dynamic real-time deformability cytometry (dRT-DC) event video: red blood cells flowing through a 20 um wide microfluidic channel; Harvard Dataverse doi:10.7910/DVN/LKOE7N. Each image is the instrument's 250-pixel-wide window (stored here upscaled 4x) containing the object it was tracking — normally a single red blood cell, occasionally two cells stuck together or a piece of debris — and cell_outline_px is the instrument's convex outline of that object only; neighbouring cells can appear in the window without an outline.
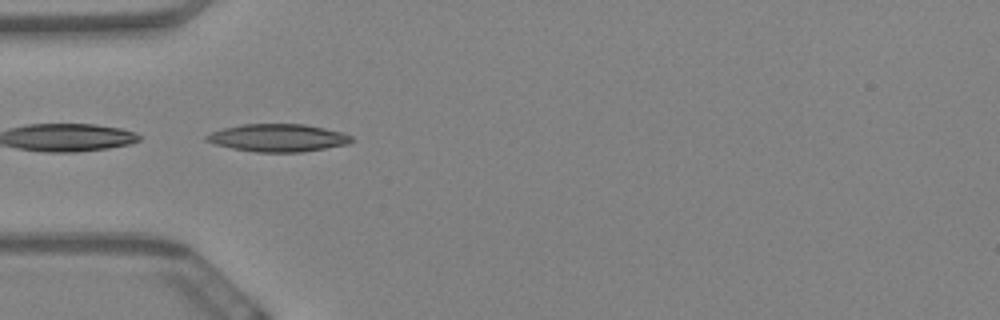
{"species": "Egyptian fruit bat (a non-hibernating species)", "species_latin": "Rousettus aegyptiacus", "temperature_condition": "warm", "stored_images_in_passage": 15, "camera_frame_rate_fps": 3000, "um_per_image_px": 0.085, "animal": {"sex": "female"}, "frame": {"image": 1, "passage_image": 1, "time_ms": 0.0, "image_size_px": [1000, 320], "cell_outline_px": [[352, 140], [348, 144], [300, 152], [256, 152], [232, 148], [216, 144], [204, 140], [204, 136], [212, 132], [224, 128], [244, 124], [304, 124], [344, 132], [352, 136]], "centroid_in_image_um": [23.63, 11.71], "position_along_channel_um": 61.4, "area_um2": 23.24}}
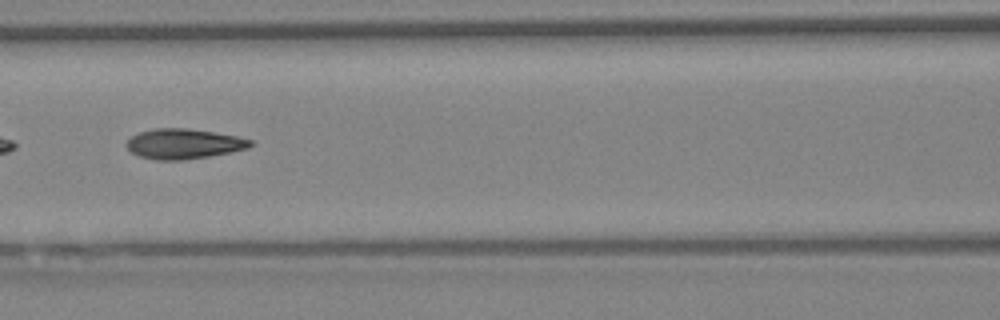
{"frame": {"image": 2, "passage_image": 9, "time_ms": 2.667, "image_size_px": [1000, 320], "cell_outline_px": [[256, 144], [248, 148], [208, 156], [184, 160], [156, 160], [140, 156], [132, 152], [124, 144], [132, 136], [140, 132], [152, 128], [188, 128], [236, 136], [252, 140]], "centroid_in_image_um": [15.61, 12.22], "position_along_channel_um": 151.0, "area_um2": 21.62}}